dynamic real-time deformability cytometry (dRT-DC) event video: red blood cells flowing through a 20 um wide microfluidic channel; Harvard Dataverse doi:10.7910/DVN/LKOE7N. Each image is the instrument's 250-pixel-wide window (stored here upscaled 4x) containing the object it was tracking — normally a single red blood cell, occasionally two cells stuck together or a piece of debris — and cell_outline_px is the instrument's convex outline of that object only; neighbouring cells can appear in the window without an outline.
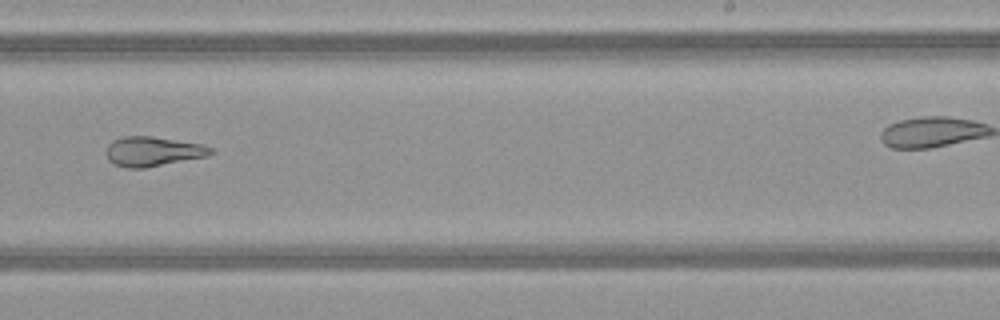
{"species": "common noctule bat (a hibernating species)", "species_latin": "Nyctalus noctula", "temperature_condition": "warm", "stored_images_in_passage": 38, "camera_frame_rate_fps": 3000, "um_per_image_px": 0.085, "animal": {"sex": "female", "body_mass_g": 21.9}, "frame": {"image": 1, "passage_image": 27, "time_ms": 8.667, "image_size_px": [1000, 320], "cell_outline_px": [[216, 152], [208, 156], [144, 168], [124, 168], [108, 160], [108, 144], [112, 140], [124, 136], [152, 136], [200, 144], [212, 148]], "centroid_in_image_um": [13.01, 12.87], "position_along_channel_um": 276.0, "area_um2": 17.92}}